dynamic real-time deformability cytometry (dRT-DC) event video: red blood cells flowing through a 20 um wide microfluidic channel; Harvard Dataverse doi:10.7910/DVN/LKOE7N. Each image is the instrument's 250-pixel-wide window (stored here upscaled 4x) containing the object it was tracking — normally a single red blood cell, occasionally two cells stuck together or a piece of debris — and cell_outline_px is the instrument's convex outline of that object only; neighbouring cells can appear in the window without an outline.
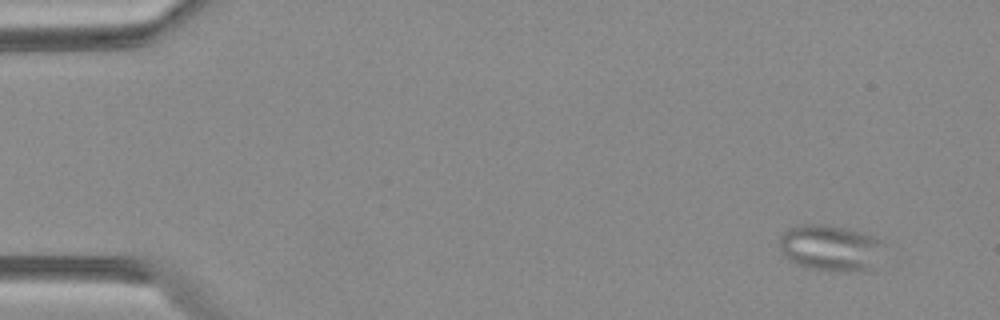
{"species": "Egyptian fruit bat (a non-hibernating species)", "species_latin": "Rousettus aegyptiacus", "temperature_condition": "warm", "stored_images_in_passage": 5, "camera_frame_rate_fps": 3000, "um_per_image_px": 0.085, "animal": {"sex": "female"}, "frame": {"image": 1, "passage_image": 1, "time_ms": 0.0, "image_size_px": [1000, 320], "cell_outline_px": [[884, 244], [872, 268], [844, 272], [836, 272], [804, 268], [788, 260], [780, 248], [780, 236], [788, 228], [800, 224], [824, 224], [844, 228], [872, 236], [880, 240]], "centroid_in_image_um": [70.52, 21.08], "position_along_channel_um": 14.5, "area_um2": 27.98}}
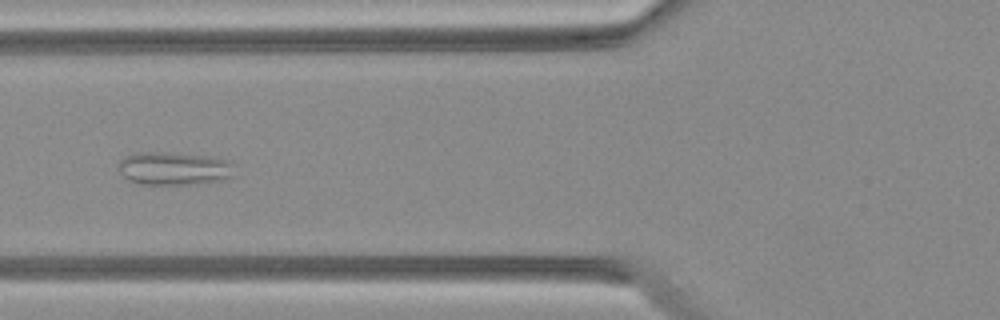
{"frame": {"image": 2, "passage_image": 5, "time_ms": 1.333, "image_size_px": [1000, 320], "cell_outline_px": [[232, 176], [220, 180], [188, 184], [140, 184], [128, 180], [120, 172], [120, 160], [128, 156], [140, 152], [152, 152], [204, 156], [224, 160], [232, 164]], "centroid_in_image_um": [14.74, 14.34], "position_along_channel_um": 111.1, "area_um2": 21.56}}